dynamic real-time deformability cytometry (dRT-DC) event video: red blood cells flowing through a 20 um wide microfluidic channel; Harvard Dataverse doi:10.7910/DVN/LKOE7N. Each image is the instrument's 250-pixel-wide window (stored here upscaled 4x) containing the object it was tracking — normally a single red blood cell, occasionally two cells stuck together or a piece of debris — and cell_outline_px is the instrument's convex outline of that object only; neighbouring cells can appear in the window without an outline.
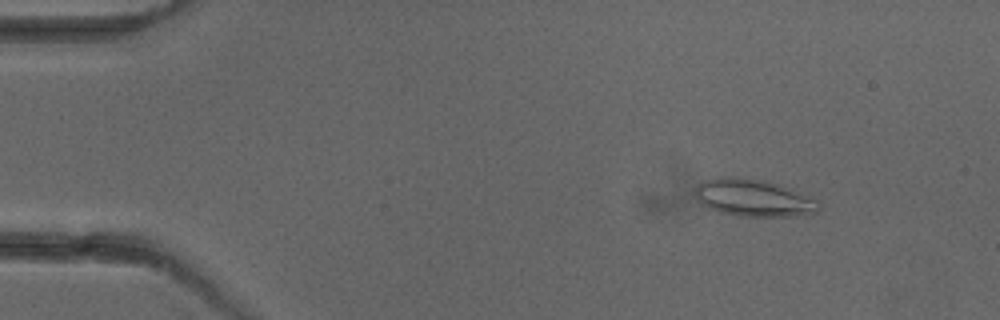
{"species": "common noctule bat (a hibernating species)", "species_latin": "Nyctalus noctula", "temperature_condition": "cold", "stored_images_in_passage": 3, "camera_frame_rate_fps": 3000, "um_per_image_px": 0.085, "animal": {"sex": "female"}, "frame": {"image": 1, "passage_image": 1, "time_ms": 0.0, "image_size_px": [1000, 320], "cell_outline_px": [[820, 208], [816, 212], [796, 216], [744, 216], [720, 212], [708, 208], [700, 204], [696, 200], [696, 184], [716, 176], [736, 176], [760, 180], [792, 188], [816, 200], [820, 204]], "centroid_in_image_um": [64.01, 16.81], "position_along_channel_um": 21.0, "area_um2": 26.88}}